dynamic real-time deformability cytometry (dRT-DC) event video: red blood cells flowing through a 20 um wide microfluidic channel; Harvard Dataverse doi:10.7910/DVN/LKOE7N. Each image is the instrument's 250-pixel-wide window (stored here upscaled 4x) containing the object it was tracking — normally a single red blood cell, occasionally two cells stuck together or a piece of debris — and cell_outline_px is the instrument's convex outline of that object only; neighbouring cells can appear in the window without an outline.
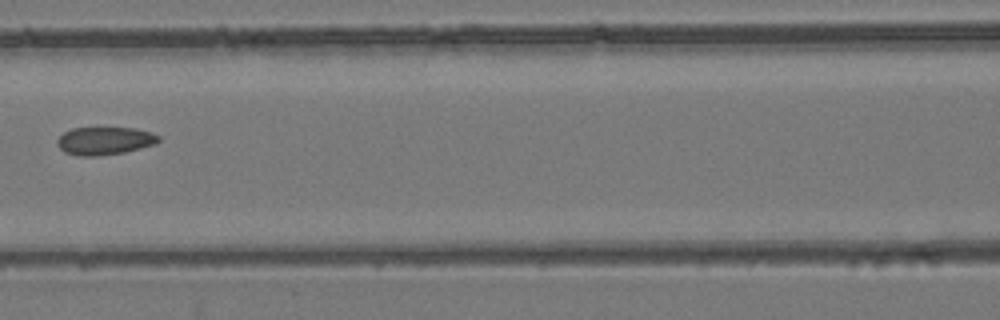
{"species": "common noctule bat (a hibernating species)", "species_latin": "Nyctalus noctula", "temperature_condition": "room temperature", "stored_images_in_passage": 8, "camera_frame_rate_fps": 3000, "um_per_image_px": 0.085, "animal": {"sex": "female", "body_mass_g": 24.6, "forearm_length_mm": 56.2}, "frame": {"image": 1, "passage_image": 7, "time_ms": 7.667, "image_size_px": [1000, 320], "cell_outline_px": [[160, 140], [156, 144], [124, 152], [96, 156], [76, 156], [64, 152], [56, 144], [56, 140], [64, 132], [72, 128], [136, 128], [152, 132], [160, 136]], "centroid_in_image_um": [8.89, 11.97], "position_along_channel_um": 157.7, "area_um2": 16.59}}
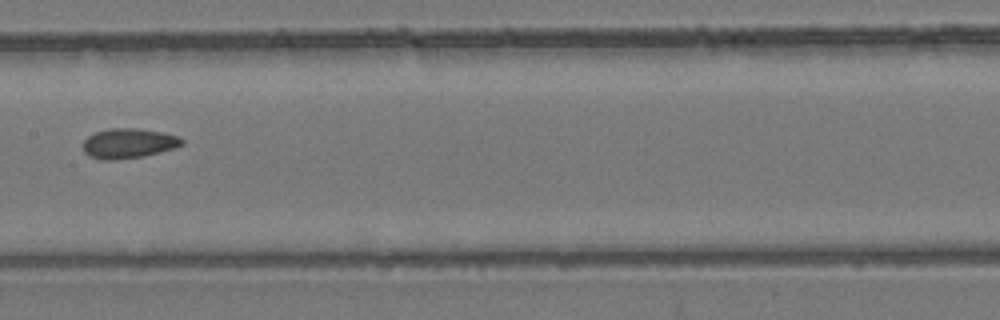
{"frame": {"image": 2, "passage_image": 8, "time_ms": 8.667, "image_size_px": [1000, 320], "cell_outline_px": [[184, 144], [160, 152], [144, 156], [116, 160], [100, 160], [88, 156], [84, 152], [84, 140], [88, 136], [96, 132], [112, 128], [136, 128], [160, 132], [176, 136], [184, 140]], "centroid_in_image_um": [10.89, 12.2], "position_along_channel_um": 196.5, "area_um2": 17.11}}